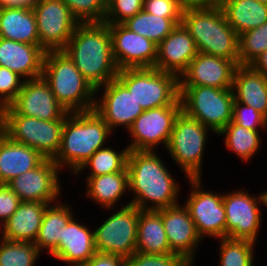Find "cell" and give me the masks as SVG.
I'll list each match as a JSON object with an SVG mask.
<instances>
[{"label":"cell","instance_id":"1","mask_svg":"<svg viewBox=\"0 0 267 266\" xmlns=\"http://www.w3.org/2000/svg\"><path fill=\"white\" fill-rule=\"evenodd\" d=\"M156 151H129V203L140 210H158L179 204L180 182ZM132 191V192H131Z\"/></svg>","mask_w":267,"mask_h":266},{"label":"cell","instance_id":"2","mask_svg":"<svg viewBox=\"0 0 267 266\" xmlns=\"http://www.w3.org/2000/svg\"><path fill=\"white\" fill-rule=\"evenodd\" d=\"M62 51L95 89L117 77L111 33L104 22L80 23Z\"/></svg>","mask_w":267,"mask_h":266},{"label":"cell","instance_id":"3","mask_svg":"<svg viewBox=\"0 0 267 266\" xmlns=\"http://www.w3.org/2000/svg\"><path fill=\"white\" fill-rule=\"evenodd\" d=\"M112 134L95 110L69 112L64 120L61 146L53 161L61 172L67 168L74 174L95 151L107 146Z\"/></svg>","mask_w":267,"mask_h":266},{"label":"cell","instance_id":"4","mask_svg":"<svg viewBox=\"0 0 267 266\" xmlns=\"http://www.w3.org/2000/svg\"><path fill=\"white\" fill-rule=\"evenodd\" d=\"M181 24L194 39L197 51L239 65V35L227 23L221 7H184Z\"/></svg>","mask_w":267,"mask_h":266},{"label":"cell","instance_id":"5","mask_svg":"<svg viewBox=\"0 0 267 266\" xmlns=\"http://www.w3.org/2000/svg\"><path fill=\"white\" fill-rule=\"evenodd\" d=\"M42 77L68 112L94 110L96 89L64 51L45 52Z\"/></svg>","mask_w":267,"mask_h":266},{"label":"cell","instance_id":"6","mask_svg":"<svg viewBox=\"0 0 267 266\" xmlns=\"http://www.w3.org/2000/svg\"><path fill=\"white\" fill-rule=\"evenodd\" d=\"M143 110L163 106H182L179 78L156 68L120 69L116 77Z\"/></svg>","mask_w":267,"mask_h":266},{"label":"cell","instance_id":"7","mask_svg":"<svg viewBox=\"0 0 267 266\" xmlns=\"http://www.w3.org/2000/svg\"><path fill=\"white\" fill-rule=\"evenodd\" d=\"M215 134L200 121L187 116L183 111L177 116L169 143L167 153L183 171L185 179L202 178L201 171L208 134Z\"/></svg>","mask_w":267,"mask_h":266},{"label":"cell","instance_id":"8","mask_svg":"<svg viewBox=\"0 0 267 266\" xmlns=\"http://www.w3.org/2000/svg\"><path fill=\"white\" fill-rule=\"evenodd\" d=\"M182 111L200 121L217 135L232 121L234 93L232 88L179 86Z\"/></svg>","mask_w":267,"mask_h":266},{"label":"cell","instance_id":"9","mask_svg":"<svg viewBox=\"0 0 267 266\" xmlns=\"http://www.w3.org/2000/svg\"><path fill=\"white\" fill-rule=\"evenodd\" d=\"M3 133L53 160L61 146L64 120H41L21 114H0Z\"/></svg>","mask_w":267,"mask_h":266},{"label":"cell","instance_id":"10","mask_svg":"<svg viewBox=\"0 0 267 266\" xmlns=\"http://www.w3.org/2000/svg\"><path fill=\"white\" fill-rule=\"evenodd\" d=\"M122 206V207H121ZM120 210L112 212L94 229L97 253L113 254L128 258L136 253L139 212L135 205L121 203Z\"/></svg>","mask_w":267,"mask_h":266},{"label":"cell","instance_id":"11","mask_svg":"<svg viewBox=\"0 0 267 266\" xmlns=\"http://www.w3.org/2000/svg\"><path fill=\"white\" fill-rule=\"evenodd\" d=\"M223 204L226 210V237L256 243L263 221L261 207H267L265 191L252 195L242 188L233 189L223 193Z\"/></svg>","mask_w":267,"mask_h":266},{"label":"cell","instance_id":"12","mask_svg":"<svg viewBox=\"0 0 267 266\" xmlns=\"http://www.w3.org/2000/svg\"><path fill=\"white\" fill-rule=\"evenodd\" d=\"M189 182V183H188ZM202 178H188L191 191L184 206L194 221L197 234L202 239L215 240L226 237V210L223 204V193L205 190ZM208 236V237H207Z\"/></svg>","mask_w":267,"mask_h":266},{"label":"cell","instance_id":"13","mask_svg":"<svg viewBox=\"0 0 267 266\" xmlns=\"http://www.w3.org/2000/svg\"><path fill=\"white\" fill-rule=\"evenodd\" d=\"M182 106H163L145 110L128 129L129 151H156L162 144L167 148L174 122Z\"/></svg>","mask_w":267,"mask_h":266},{"label":"cell","instance_id":"14","mask_svg":"<svg viewBox=\"0 0 267 266\" xmlns=\"http://www.w3.org/2000/svg\"><path fill=\"white\" fill-rule=\"evenodd\" d=\"M40 46L62 50L80 24L62 0H40L33 8Z\"/></svg>","mask_w":267,"mask_h":266},{"label":"cell","instance_id":"15","mask_svg":"<svg viewBox=\"0 0 267 266\" xmlns=\"http://www.w3.org/2000/svg\"><path fill=\"white\" fill-rule=\"evenodd\" d=\"M68 113L43 77L25 80L16 99L0 110V114H21L47 121L65 120Z\"/></svg>","mask_w":267,"mask_h":266},{"label":"cell","instance_id":"16","mask_svg":"<svg viewBox=\"0 0 267 266\" xmlns=\"http://www.w3.org/2000/svg\"><path fill=\"white\" fill-rule=\"evenodd\" d=\"M101 91L103 93L100 95ZM96 95L94 110L103 118L113 133L120 126L126 128L127 132L134 120L144 112L134 99L132 92L117 78L98 87Z\"/></svg>","mask_w":267,"mask_h":266},{"label":"cell","instance_id":"17","mask_svg":"<svg viewBox=\"0 0 267 266\" xmlns=\"http://www.w3.org/2000/svg\"><path fill=\"white\" fill-rule=\"evenodd\" d=\"M60 171L53 160L45 159L34 169L13 178L7 186L21 201L54 204L62 199Z\"/></svg>","mask_w":267,"mask_h":266},{"label":"cell","instance_id":"18","mask_svg":"<svg viewBox=\"0 0 267 266\" xmlns=\"http://www.w3.org/2000/svg\"><path fill=\"white\" fill-rule=\"evenodd\" d=\"M112 39V55L117 68H155L157 44L124 24H108Z\"/></svg>","mask_w":267,"mask_h":266},{"label":"cell","instance_id":"19","mask_svg":"<svg viewBox=\"0 0 267 266\" xmlns=\"http://www.w3.org/2000/svg\"><path fill=\"white\" fill-rule=\"evenodd\" d=\"M164 224L165 233L170 250L184 259L193 263L202 239L197 230L188 209L181 203L157 210Z\"/></svg>","mask_w":267,"mask_h":266},{"label":"cell","instance_id":"20","mask_svg":"<svg viewBox=\"0 0 267 266\" xmlns=\"http://www.w3.org/2000/svg\"><path fill=\"white\" fill-rule=\"evenodd\" d=\"M236 67L232 60L198 52L179 77V86L232 88Z\"/></svg>","mask_w":267,"mask_h":266},{"label":"cell","instance_id":"21","mask_svg":"<svg viewBox=\"0 0 267 266\" xmlns=\"http://www.w3.org/2000/svg\"><path fill=\"white\" fill-rule=\"evenodd\" d=\"M197 53L194 39L184 26L179 24L157 45L155 68L179 78Z\"/></svg>","mask_w":267,"mask_h":266},{"label":"cell","instance_id":"22","mask_svg":"<svg viewBox=\"0 0 267 266\" xmlns=\"http://www.w3.org/2000/svg\"><path fill=\"white\" fill-rule=\"evenodd\" d=\"M75 218L62 227L60 243L50 254L69 266H80L96 253L94 229H89V226Z\"/></svg>","mask_w":267,"mask_h":266},{"label":"cell","instance_id":"23","mask_svg":"<svg viewBox=\"0 0 267 266\" xmlns=\"http://www.w3.org/2000/svg\"><path fill=\"white\" fill-rule=\"evenodd\" d=\"M45 52L40 45L0 38V66L17 73L24 80L42 77Z\"/></svg>","mask_w":267,"mask_h":266},{"label":"cell","instance_id":"24","mask_svg":"<svg viewBox=\"0 0 267 266\" xmlns=\"http://www.w3.org/2000/svg\"><path fill=\"white\" fill-rule=\"evenodd\" d=\"M45 158L25 144L15 142L3 132L0 134V184L39 166Z\"/></svg>","mask_w":267,"mask_h":266},{"label":"cell","instance_id":"25","mask_svg":"<svg viewBox=\"0 0 267 266\" xmlns=\"http://www.w3.org/2000/svg\"><path fill=\"white\" fill-rule=\"evenodd\" d=\"M49 203L21 201L17 210L2 225V239L34 243Z\"/></svg>","mask_w":267,"mask_h":266},{"label":"cell","instance_id":"26","mask_svg":"<svg viewBox=\"0 0 267 266\" xmlns=\"http://www.w3.org/2000/svg\"><path fill=\"white\" fill-rule=\"evenodd\" d=\"M234 99L267 119V77L250 65H237L233 75Z\"/></svg>","mask_w":267,"mask_h":266},{"label":"cell","instance_id":"27","mask_svg":"<svg viewBox=\"0 0 267 266\" xmlns=\"http://www.w3.org/2000/svg\"><path fill=\"white\" fill-rule=\"evenodd\" d=\"M85 195L93 203L107 210H115L121 199L129 192L127 167L122 172L85 177Z\"/></svg>","mask_w":267,"mask_h":266},{"label":"cell","instance_id":"28","mask_svg":"<svg viewBox=\"0 0 267 266\" xmlns=\"http://www.w3.org/2000/svg\"><path fill=\"white\" fill-rule=\"evenodd\" d=\"M0 38L40 45L33 9L0 6Z\"/></svg>","mask_w":267,"mask_h":266},{"label":"cell","instance_id":"29","mask_svg":"<svg viewBox=\"0 0 267 266\" xmlns=\"http://www.w3.org/2000/svg\"><path fill=\"white\" fill-rule=\"evenodd\" d=\"M136 252L164 255L170 250L162 216L157 210L139 212Z\"/></svg>","mask_w":267,"mask_h":266},{"label":"cell","instance_id":"30","mask_svg":"<svg viewBox=\"0 0 267 266\" xmlns=\"http://www.w3.org/2000/svg\"><path fill=\"white\" fill-rule=\"evenodd\" d=\"M61 202H55L54 205L49 204L45 209L42 224L34 242L41 253L47 251L50 255L58 247L62 227L66 226L75 216L70 204Z\"/></svg>","mask_w":267,"mask_h":266},{"label":"cell","instance_id":"31","mask_svg":"<svg viewBox=\"0 0 267 266\" xmlns=\"http://www.w3.org/2000/svg\"><path fill=\"white\" fill-rule=\"evenodd\" d=\"M220 7L227 23L238 35L267 21V4L256 0H223Z\"/></svg>","mask_w":267,"mask_h":266},{"label":"cell","instance_id":"32","mask_svg":"<svg viewBox=\"0 0 267 266\" xmlns=\"http://www.w3.org/2000/svg\"><path fill=\"white\" fill-rule=\"evenodd\" d=\"M260 131L251 130L232 121L217 135H224V144L227 151L233 152L241 162H250L262 145Z\"/></svg>","mask_w":267,"mask_h":266},{"label":"cell","instance_id":"33","mask_svg":"<svg viewBox=\"0 0 267 266\" xmlns=\"http://www.w3.org/2000/svg\"><path fill=\"white\" fill-rule=\"evenodd\" d=\"M124 147L126 148L117 151L108 144V146L98 149L73 175L84 174V171H89L86 173V177L122 172L127 167L129 153V148ZM88 168L89 170H86Z\"/></svg>","mask_w":267,"mask_h":266},{"label":"cell","instance_id":"34","mask_svg":"<svg viewBox=\"0 0 267 266\" xmlns=\"http://www.w3.org/2000/svg\"><path fill=\"white\" fill-rule=\"evenodd\" d=\"M181 19L163 18L141 10L123 24L132 32L148 38L158 45L177 25L181 24Z\"/></svg>","mask_w":267,"mask_h":266},{"label":"cell","instance_id":"35","mask_svg":"<svg viewBox=\"0 0 267 266\" xmlns=\"http://www.w3.org/2000/svg\"><path fill=\"white\" fill-rule=\"evenodd\" d=\"M219 266H253L256 243L249 240L218 239Z\"/></svg>","mask_w":267,"mask_h":266},{"label":"cell","instance_id":"36","mask_svg":"<svg viewBox=\"0 0 267 266\" xmlns=\"http://www.w3.org/2000/svg\"><path fill=\"white\" fill-rule=\"evenodd\" d=\"M40 254L34 243L0 239V266H35Z\"/></svg>","mask_w":267,"mask_h":266},{"label":"cell","instance_id":"37","mask_svg":"<svg viewBox=\"0 0 267 266\" xmlns=\"http://www.w3.org/2000/svg\"><path fill=\"white\" fill-rule=\"evenodd\" d=\"M267 50V21L239 35V65H249Z\"/></svg>","mask_w":267,"mask_h":266},{"label":"cell","instance_id":"38","mask_svg":"<svg viewBox=\"0 0 267 266\" xmlns=\"http://www.w3.org/2000/svg\"><path fill=\"white\" fill-rule=\"evenodd\" d=\"M79 23H101L106 15V0H62Z\"/></svg>","mask_w":267,"mask_h":266},{"label":"cell","instance_id":"39","mask_svg":"<svg viewBox=\"0 0 267 266\" xmlns=\"http://www.w3.org/2000/svg\"><path fill=\"white\" fill-rule=\"evenodd\" d=\"M144 0H106L104 23L123 24L143 10Z\"/></svg>","mask_w":267,"mask_h":266},{"label":"cell","instance_id":"40","mask_svg":"<svg viewBox=\"0 0 267 266\" xmlns=\"http://www.w3.org/2000/svg\"><path fill=\"white\" fill-rule=\"evenodd\" d=\"M124 266H194V264L191 260L174 253L156 255L136 252L125 258Z\"/></svg>","mask_w":267,"mask_h":266},{"label":"cell","instance_id":"41","mask_svg":"<svg viewBox=\"0 0 267 266\" xmlns=\"http://www.w3.org/2000/svg\"><path fill=\"white\" fill-rule=\"evenodd\" d=\"M232 122L242 127L255 130V131H267V119L254 108L237 102L234 99Z\"/></svg>","mask_w":267,"mask_h":266},{"label":"cell","instance_id":"42","mask_svg":"<svg viewBox=\"0 0 267 266\" xmlns=\"http://www.w3.org/2000/svg\"><path fill=\"white\" fill-rule=\"evenodd\" d=\"M24 81L17 73L0 66V110L9 106L16 99Z\"/></svg>","mask_w":267,"mask_h":266},{"label":"cell","instance_id":"43","mask_svg":"<svg viewBox=\"0 0 267 266\" xmlns=\"http://www.w3.org/2000/svg\"><path fill=\"white\" fill-rule=\"evenodd\" d=\"M182 0H144L143 10L163 18H182Z\"/></svg>","mask_w":267,"mask_h":266},{"label":"cell","instance_id":"44","mask_svg":"<svg viewBox=\"0 0 267 266\" xmlns=\"http://www.w3.org/2000/svg\"><path fill=\"white\" fill-rule=\"evenodd\" d=\"M20 198L7 186L0 184V224L3 225L17 210Z\"/></svg>","mask_w":267,"mask_h":266},{"label":"cell","instance_id":"45","mask_svg":"<svg viewBox=\"0 0 267 266\" xmlns=\"http://www.w3.org/2000/svg\"><path fill=\"white\" fill-rule=\"evenodd\" d=\"M125 258L105 253H95L86 263L80 266H124Z\"/></svg>","mask_w":267,"mask_h":266},{"label":"cell","instance_id":"46","mask_svg":"<svg viewBox=\"0 0 267 266\" xmlns=\"http://www.w3.org/2000/svg\"><path fill=\"white\" fill-rule=\"evenodd\" d=\"M223 0H182L184 7H219Z\"/></svg>","mask_w":267,"mask_h":266},{"label":"cell","instance_id":"47","mask_svg":"<svg viewBox=\"0 0 267 266\" xmlns=\"http://www.w3.org/2000/svg\"><path fill=\"white\" fill-rule=\"evenodd\" d=\"M249 65L267 77V50L256 57Z\"/></svg>","mask_w":267,"mask_h":266},{"label":"cell","instance_id":"48","mask_svg":"<svg viewBox=\"0 0 267 266\" xmlns=\"http://www.w3.org/2000/svg\"><path fill=\"white\" fill-rule=\"evenodd\" d=\"M40 0H0V6L33 8Z\"/></svg>","mask_w":267,"mask_h":266},{"label":"cell","instance_id":"49","mask_svg":"<svg viewBox=\"0 0 267 266\" xmlns=\"http://www.w3.org/2000/svg\"><path fill=\"white\" fill-rule=\"evenodd\" d=\"M256 1L263 3V4H267V0H256Z\"/></svg>","mask_w":267,"mask_h":266},{"label":"cell","instance_id":"50","mask_svg":"<svg viewBox=\"0 0 267 266\" xmlns=\"http://www.w3.org/2000/svg\"><path fill=\"white\" fill-rule=\"evenodd\" d=\"M0 239H2V225L0 224Z\"/></svg>","mask_w":267,"mask_h":266},{"label":"cell","instance_id":"51","mask_svg":"<svg viewBox=\"0 0 267 266\" xmlns=\"http://www.w3.org/2000/svg\"><path fill=\"white\" fill-rule=\"evenodd\" d=\"M3 132V130H2V127H1V125H0V134Z\"/></svg>","mask_w":267,"mask_h":266}]
</instances>
